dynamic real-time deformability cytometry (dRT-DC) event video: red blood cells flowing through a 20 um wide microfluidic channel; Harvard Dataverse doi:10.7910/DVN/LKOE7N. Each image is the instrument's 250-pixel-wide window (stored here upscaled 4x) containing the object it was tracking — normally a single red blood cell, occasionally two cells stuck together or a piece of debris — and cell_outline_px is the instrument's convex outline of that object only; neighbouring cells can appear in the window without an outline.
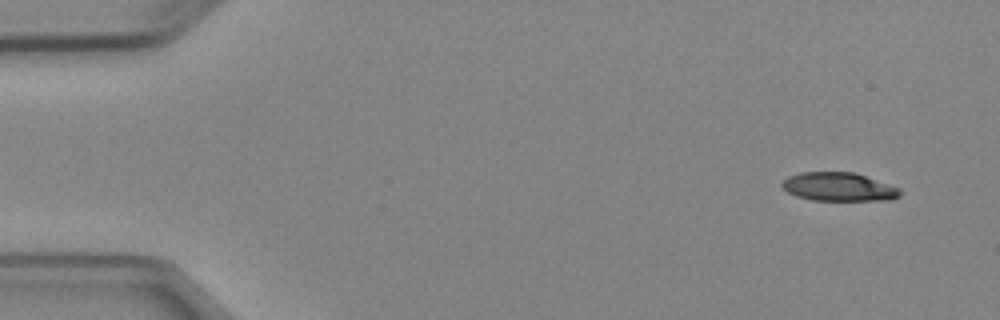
{"species": "Egyptian fruit bat (a non-hibernating species)", "species_latin": "Rousettus aegyptiacus", "temperature_condition": "cold", "stored_images_in_passage": 4, "camera_frame_rate_fps": 3000, "um_per_image_px": 0.085, "animal": {"sex": "female"}, "frame": {"image": 1, "passage_image": 1, "time_ms": 0.0, "image_size_px": [1000, 320], "cell_outline_px": [[900, 196], [892, 200], [812, 200], [796, 196], [788, 192], [780, 184], [788, 176], [800, 172], [856, 172], [900, 188]], "centroid_in_image_um": [71.3, 15.88], "position_along_channel_um": 13.7, "area_um2": 19.71}}